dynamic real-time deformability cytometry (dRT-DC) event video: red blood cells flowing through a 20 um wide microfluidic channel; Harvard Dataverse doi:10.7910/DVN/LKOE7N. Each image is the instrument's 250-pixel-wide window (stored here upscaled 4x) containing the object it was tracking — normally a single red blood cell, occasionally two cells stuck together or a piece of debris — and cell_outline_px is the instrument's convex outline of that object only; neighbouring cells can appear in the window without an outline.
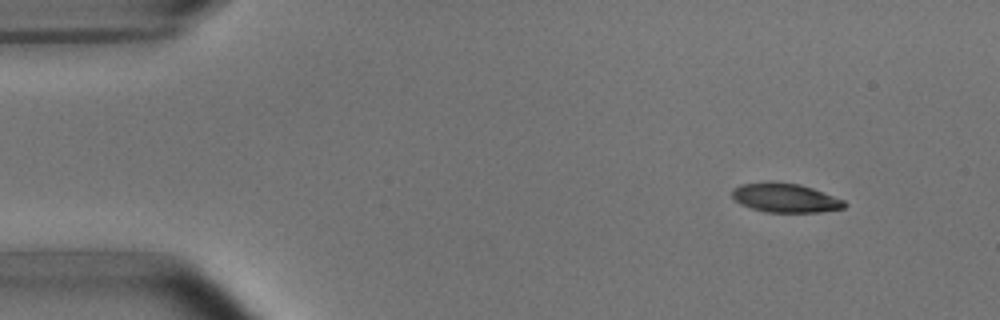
{"species": "common noctule bat (a hibernating species)", "species_latin": "Nyctalus noctula", "temperature_condition": "room temperature", "stored_images_in_passage": 5, "camera_frame_rate_fps": 3000, "um_per_image_px": 0.085, "animal": {"sex": "male", "body_mass_g": 15.6}, "frame": {"image": 1, "passage_image": 1, "time_ms": 0.0, "image_size_px": [1000, 320], "cell_outline_px": [[848, 204], [844, 208], [820, 212], [764, 212], [740, 204], [732, 196], [732, 188], [740, 184], [772, 180], [800, 184], [824, 192], [844, 200]], "centroid_in_image_um": [66.73, 16.8], "position_along_channel_um": 18.3, "area_um2": 19.36}}